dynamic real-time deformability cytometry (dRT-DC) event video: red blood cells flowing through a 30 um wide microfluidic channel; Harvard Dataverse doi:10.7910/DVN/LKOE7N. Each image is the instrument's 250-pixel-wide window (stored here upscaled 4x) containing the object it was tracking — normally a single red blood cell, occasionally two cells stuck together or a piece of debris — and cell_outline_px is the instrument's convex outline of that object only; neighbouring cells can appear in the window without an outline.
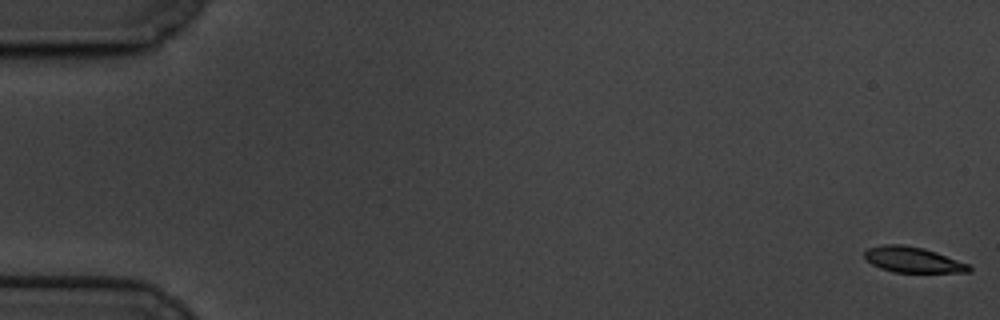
{"species": "common noctule bat (a hibernating species)", "species_latin": "Nyctalus noctula", "temperature_condition": "cold", "stored_images_in_passage": 60, "camera_frame_rate_fps": 3000, "um_per_image_px": 0.085, "animal": {"sex": "male", "body_mass_g": 19.5, "forearm_length_mm": 54.6}, "frame": {"image": 1, "passage_image": 1, "time_ms": 0.0, "image_size_px": [1000, 320], "cell_outline_px": [[972, 272], [892, 272], [880, 268], [872, 264], [864, 256], [864, 252], [868, 248], [884, 244], [904, 244], [924, 248], [936, 252], [968, 264], [972, 268]], "centroid_in_image_um": [77.58, 22.07], "position_along_channel_um": 7.4, "area_um2": 15.55}}
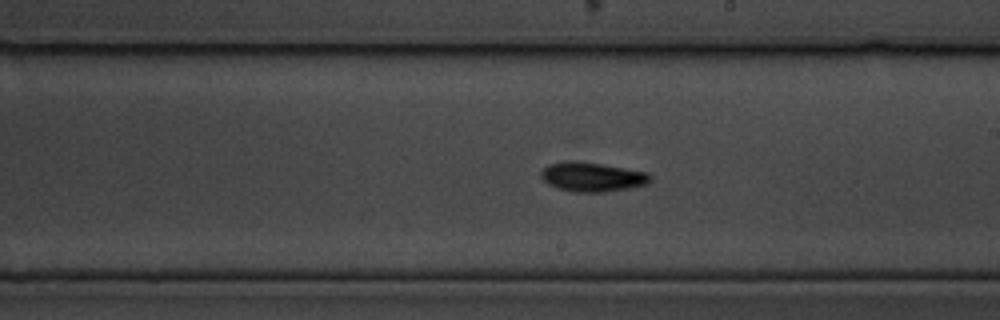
{"frame": {"image": 2, "passage_image": 35, "time_ms": 11.333, "image_size_px": [1000, 320], "cell_outline_px": [[652, 180], [648, 184], [632, 188], [604, 192], [572, 192], [556, 188], [548, 184], [540, 176], [540, 172], [548, 164], [600, 164], [648, 172], [652, 176]], "centroid_in_image_um": [50.42, 15.1], "position_along_channel_um": 238.6, "area_um2": 18.09}}
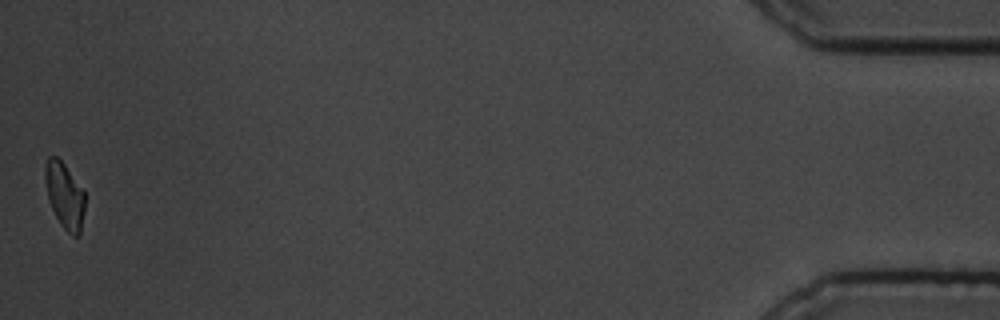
{"frame": {"image": 3, "passage_image": 60, "time_ms": 19.667, "image_size_px": [1000, 320], "cell_outline_px": [[84, 212], [80, 236], [72, 236], [60, 224], [48, 200], [44, 176], [44, 164], [48, 156], [56, 156], [64, 164], [84, 192]], "centroid_in_image_um": [5.47, 16.62], "position_along_channel_um": 429.7, "area_um2": 15.26}, "authors_computed_cell_mechanics": {"area_um2": 16.7042, "velocity_mm_per_s": 3.3738, "shape_relaxation_time_tau1_ms": 2.5401, "shape_relaxation_time_tau2_ms": 6.5673, "deformation_change_tau1": 0.0909, "deformation_change_tau2": 0.1205}}